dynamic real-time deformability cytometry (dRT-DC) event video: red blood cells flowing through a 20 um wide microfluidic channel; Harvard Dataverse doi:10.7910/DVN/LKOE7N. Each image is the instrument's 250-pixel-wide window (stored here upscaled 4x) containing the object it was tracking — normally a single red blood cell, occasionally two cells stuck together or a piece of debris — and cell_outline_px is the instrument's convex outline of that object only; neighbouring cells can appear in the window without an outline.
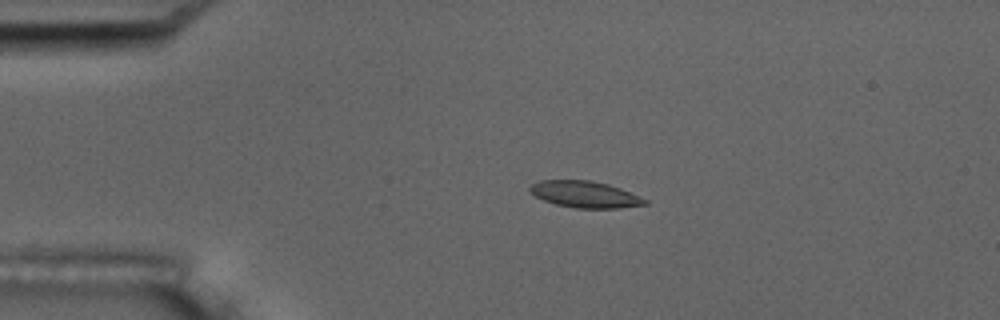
{"species": "common noctule bat (a hibernating species)", "species_latin": "Nyctalus noctula", "temperature_condition": "room temperature", "stored_images_in_passage": 6, "camera_frame_rate_fps": 3000, "um_per_image_px": 0.085, "animal": {"sex": "male", "body_mass_g": 17.5, "forearm_length_mm": 52.3}, "frame": {"image": 1, "passage_image": 3, "time_ms": 0.667, "image_size_px": [1000, 320], "cell_outline_px": [[648, 204], [620, 208], [576, 208], [556, 204], [544, 200], [528, 192], [528, 188], [532, 184], [540, 180], [592, 180], [608, 184], [620, 188], [648, 200]], "centroid_in_image_um": [49.71, 16.52], "position_along_channel_um": 35.3, "area_um2": 17.8}}